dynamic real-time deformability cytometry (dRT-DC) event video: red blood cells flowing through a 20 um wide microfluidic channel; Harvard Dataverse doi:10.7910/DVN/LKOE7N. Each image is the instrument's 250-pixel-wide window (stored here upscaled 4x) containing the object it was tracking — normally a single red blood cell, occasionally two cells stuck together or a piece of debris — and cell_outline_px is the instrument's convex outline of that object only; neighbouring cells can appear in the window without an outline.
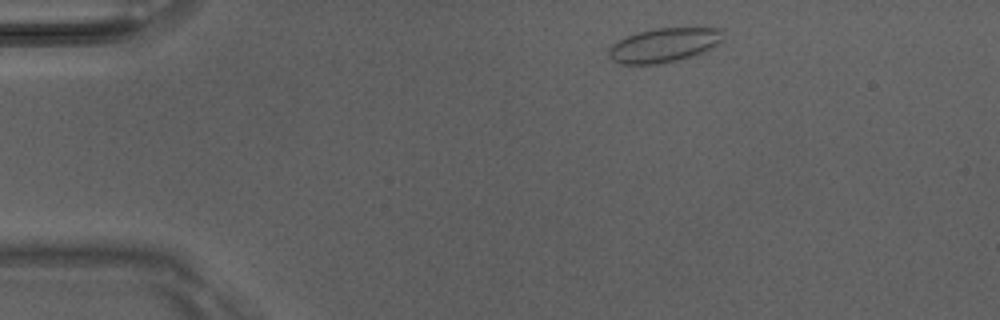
{"species": "Egyptian fruit bat (a non-hibernating species)", "species_latin": "Rousettus aegyptiacus", "temperature_condition": "room temperature", "stored_images_in_passage": 3, "camera_frame_rate_fps": 3000, "um_per_image_px": 0.085, "animal": {"sex": "male"}, "frame": {"image": 1, "passage_image": 1, "time_ms": 0.0, "image_size_px": [1000, 320], "cell_outline_px": [[724, 40], [708, 52], [696, 56], [680, 60], [660, 64], [620, 64], [612, 60], [608, 56], [608, 48], [616, 40], [636, 32], [656, 28], [724, 28]], "centroid_in_image_um": [56.49, 3.84], "position_along_channel_um": 28.5, "area_um2": 23.58}}